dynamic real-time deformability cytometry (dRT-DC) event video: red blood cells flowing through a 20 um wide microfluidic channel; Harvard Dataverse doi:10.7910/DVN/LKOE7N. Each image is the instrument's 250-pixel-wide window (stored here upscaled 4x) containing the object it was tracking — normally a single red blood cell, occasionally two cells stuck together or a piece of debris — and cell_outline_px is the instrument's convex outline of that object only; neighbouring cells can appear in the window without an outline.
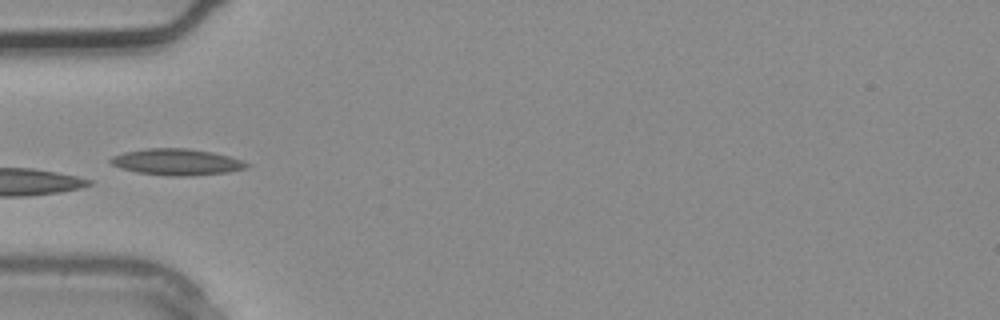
{"species": "common noctule bat (a hibernating species)", "species_latin": "Nyctalus noctula", "temperature_condition": "warm", "stored_images_in_passage": 2, "camera_frame_rate_fps": 3000, "um_per_image_px": 0.085, "animal": {"sex": "male", "body_mass_g": 20.4}, "frame": {"image": 1, "passage_image": 2, "time_ms": 0.333, "image_size_px": [1000, 320], "cell_outline_px": [[252, 164], [244, 168], [228, 172], [188, 176], [172, 176], [136, 172], [120, 168], [112, 164], [108, 160], [112, 156], [124, 152], [148, 148], [188, 148], [212, 152], [228, 156]], "centroid_in_image_um": [14.99, 13.76], "position_along_channel_um": 70.0, "area_um2": 20.81}}